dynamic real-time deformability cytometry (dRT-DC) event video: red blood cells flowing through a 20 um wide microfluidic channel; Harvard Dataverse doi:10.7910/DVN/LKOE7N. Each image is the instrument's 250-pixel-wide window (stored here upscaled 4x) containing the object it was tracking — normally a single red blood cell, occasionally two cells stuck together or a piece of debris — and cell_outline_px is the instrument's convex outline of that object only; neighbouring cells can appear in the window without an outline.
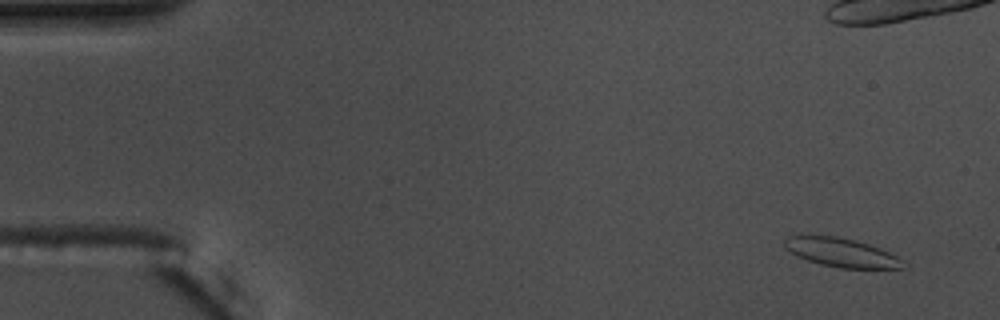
{"species": "common noctule bat (a hibernating species)", "species_latin": "Nyctalus noctula", "temperature_condition": "warm", "stored_images_in_passage": 55, "camera_frame_rate_fps": 3000, "um_per_image_px": 0.085, "animal": {"sex": "male", "body_mass_g": 17.5, "forearm_length_mm": 52.3}, "frame": {"image": 1, "passage_image": 1, "time_ms": 0.0, "image_size_px": [1000, 320], "cell_outline_px": [[904, 268], [840, 268], [820, 264], [796, 256], [784, 248], [784, 240], [788, 236], [804, 232], [836, 236], [856, 240], [880, 248], [896, 256], [900, 260]], "centroid_in_image_um": [71.37, 21.41], "position_along_channel_um": 13.6, "area_um2": 20.35}, "authors_computed_cell_mechanics": {"area_um2": 19.4786, "velocity_mm_per_s": 3.6373, "shape_relaxation_time_tau1_ms": null, "shape_relaxation_time_tau2_ms": 1.2974, "deformation_change_tau1": null, "deformation_change_tau2": 0.0652}}